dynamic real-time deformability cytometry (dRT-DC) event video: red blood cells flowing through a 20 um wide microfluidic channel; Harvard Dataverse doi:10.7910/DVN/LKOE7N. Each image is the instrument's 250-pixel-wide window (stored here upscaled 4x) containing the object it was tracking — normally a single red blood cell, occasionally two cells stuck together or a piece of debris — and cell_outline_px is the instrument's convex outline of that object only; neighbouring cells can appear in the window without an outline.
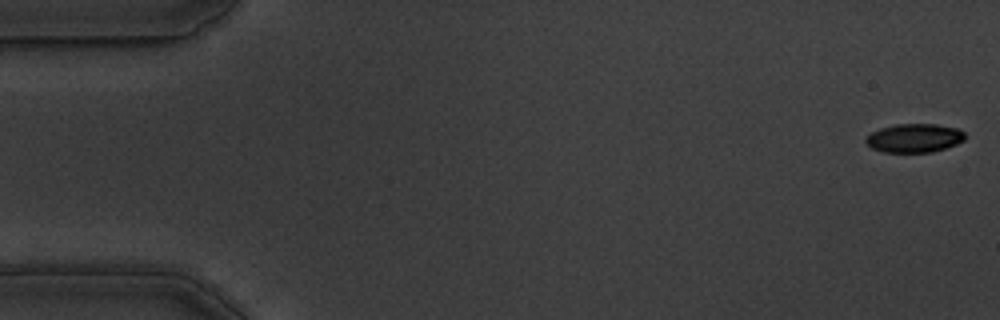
{"species": "common noctule bat (a hibernating species)", "species_latin": "Nyctalus noctula", "temperature_condition": "warm", "stored_images_in_passage": 56, "camera_frame_rate_fps": 3000, "um_per_image_px": 0.085, "animal": {"sex": "male", "body_mass_g": 19.5, "forearm_length_mm": 54.6}, "frame": {"image": 1, "passage_image": 1, "time_ms": 0.0, "image_size_px": [1000, 320], "cell_outline_px": [[964, 140], [956, 144], [932, 152], [884, 152], [872, 148], [864, 140], [872, 132], [880, 128], [896, 124], [936, 124], [956, 128], [964, 132]], "centroid_in_image_um": [77.71, 11.73], "position_along_channel_um": 7.3, "area_um2": 16.42}}
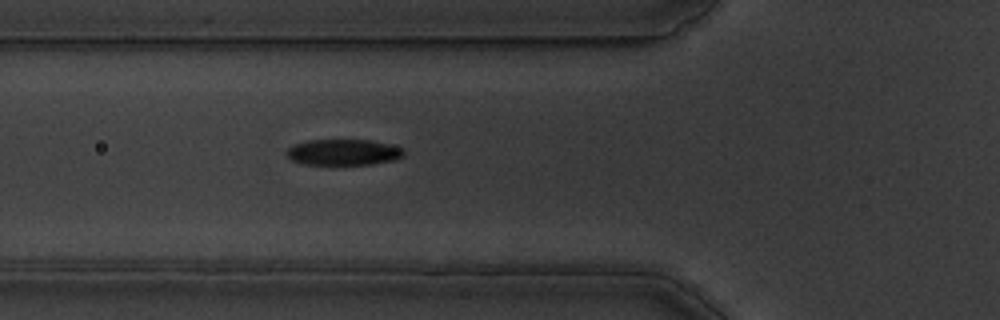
{"frame": {"image": 2, "passage_image": 20, "time_ms": 6.333, "image_size_px": [1000, 320], "cell_outline_px": [[404, 156], [392, 160], [372, 164], [304, 164], [292, 160], [284, 152], [288, 148], [296, 144], [308, 140], [368, 140], [388, 144], [404, 148]], "centroid_in_image_um": [29.19, 12.93], "position_along_channel_um": 96.6, "area_um2": 17.57}}
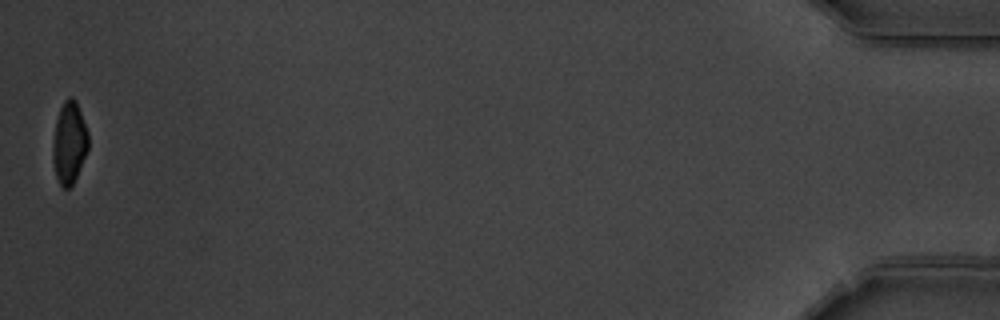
{"frame": {"image": 3, "passage_image": 56, "time_ms": 18.333, "image_size_px": [1000, 320], "cell_outline_px": [[88, 148], [76, 176], [72, 184], [68, 188], [64, 188], [60, 184], [56, 176], [52, 160], [52, 140], [56, 120], [60, 108], [64, 100], [68, 96], [72, 96], [76, 100], [88, 132]], "centroid_in_image_um": [5.86, 12.09], "position_along_channel_um": 429.3, "area_um2": 16.94}, "authors_computed_cell_mechanics": {"area_um2": 18.3515, "velocity_mm_per_s": 3.5788, "shape_relaxation_time_tau1_ms": 2.7865, "shape_relaxation_time_tau2_ms": 2.4646, "deformation_change_tau1": 0.1565, "deformation_change_tau2": 0.0754}}